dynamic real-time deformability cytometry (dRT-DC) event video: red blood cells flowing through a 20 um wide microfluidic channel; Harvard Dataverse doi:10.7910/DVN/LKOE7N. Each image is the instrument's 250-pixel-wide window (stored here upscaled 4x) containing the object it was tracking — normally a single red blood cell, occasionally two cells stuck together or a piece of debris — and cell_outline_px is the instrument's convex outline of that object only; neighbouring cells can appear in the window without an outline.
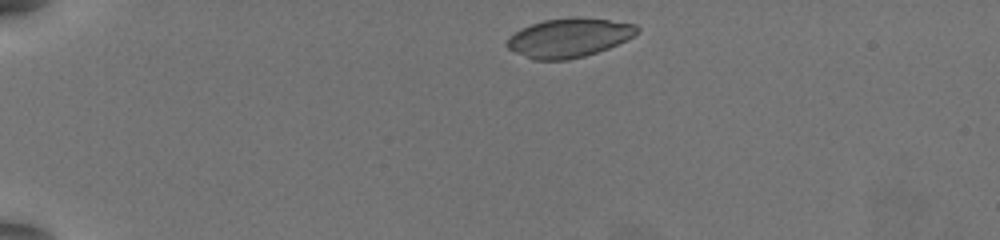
{"species": "common noctule bat (a hibernating species)", "species_latin": "Nyctalus noctula", "temperature_condition": "warm", "stored_images_in_passage": 39, "camera_frame_rate_fps": 3000, "um_per_image_px": 0.085, "animal": {"sex": "female", "body_mass_g": 19.5, "forearm_length_mm": 54.1}, "frame": {"image": 1, "passage_image": 2, "time_ms": 0.333, "image_size_px": [1000, 240], "cell_outline_px": [[640, 32], [608, 48], [584, 56], [568, 60], [532, 60], [508, 48], [508, 36], [520, 28], [544, 20], [580, 16], [636, 24], [640, 28]], "centroid_in_image_um": [48.36, 3.2], "position_along_channel_um": 36.6, "area_um2": 29.48}}
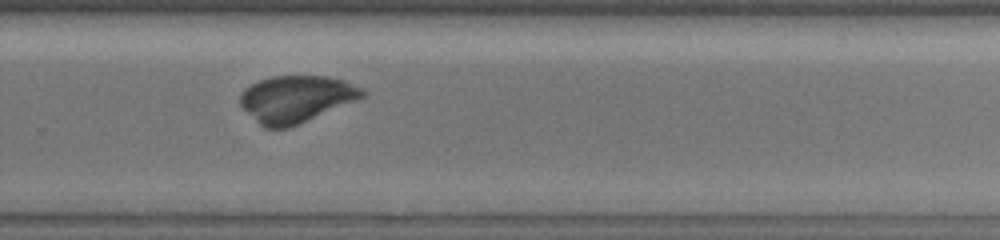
{"frame": {"image": 2, "passage_image": 29, "time_ms": 9.333, "image_size_px": [1000, 240], "cell_outline_px": [[368, 92], [364, 96], [288, 128], [264, 128], [240, 104], [240, 92], [244, 88], [260, 80], [272, 76], [328, 76], [344, 80]], "centroid_in_image_um": [25.14, 8.39], "position_along_channel_um": 304.7, "area_um2": 32.77}}
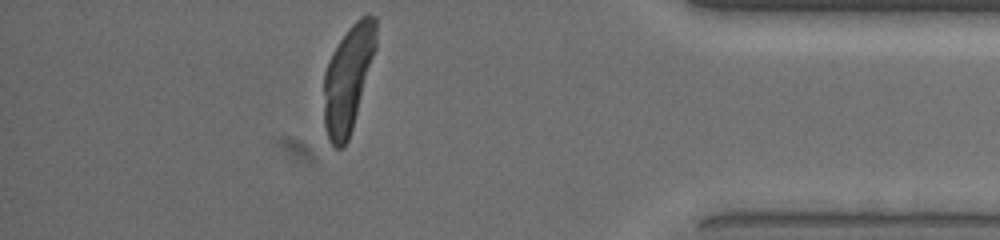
{"frame": {"image": 3, "passage_image": 39, "time_ms": 12.667, "image_size_px": [1000, 240], "cell_outline_px": [[376, 48], [352, 128], [348, 140], [344, 148], [336, 148], [328, 140], [324, 124], [324, 72], [328, 60], [332, 52], [348, 28], [360, 16], [368, 12], [376, 16]], "centroid_in_image_um": [29.58, 6.64], "position_along_channel_um": 405.6, "area_um2": 32.31}}